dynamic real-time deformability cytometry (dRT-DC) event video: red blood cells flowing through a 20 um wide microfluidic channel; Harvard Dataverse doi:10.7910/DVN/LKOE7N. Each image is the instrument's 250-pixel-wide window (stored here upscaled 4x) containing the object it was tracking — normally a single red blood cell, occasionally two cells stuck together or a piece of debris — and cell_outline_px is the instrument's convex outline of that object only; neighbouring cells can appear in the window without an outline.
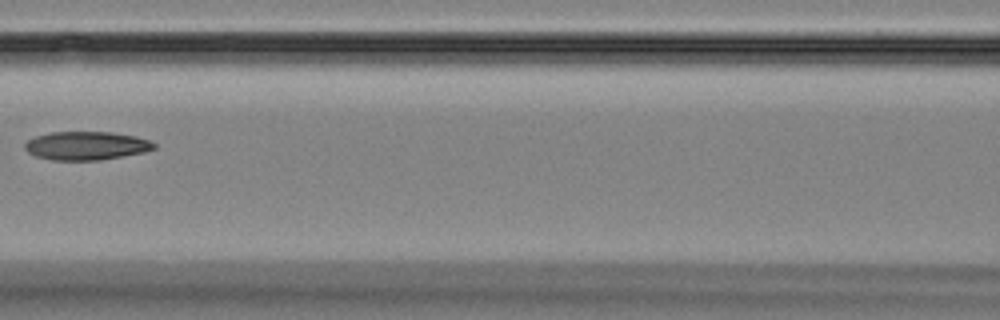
{"species": "Egyptian fruit bat (a non-hibernating species)", "species_latin": "Rousettus aegyptiacus", "temperature_condition": "room temperature", "stored_images_in_passage": 16, "camera_frame_rate_fps": 3000, "um_per_image_px": 0.085, "animal": {"sex": "female"}, "frame": {"image": 1, "passage_image": 8, "time_ms": 8.333, "image_size_px": [1000, 320], "cell_outline_px": [[156, 148], [144, 152], [100, 160], [52, 160], [36, 156], [28, 152], [24, 148], [24, 144], [28, 140], [36, 136], [52, 132], [112, 132], [136, 136], [148, 140], [156, 144]], "centroid_in_image_um": [7.34, 12.38], "position_along_channel_um": 159.3, "area_um2": 21.39}}
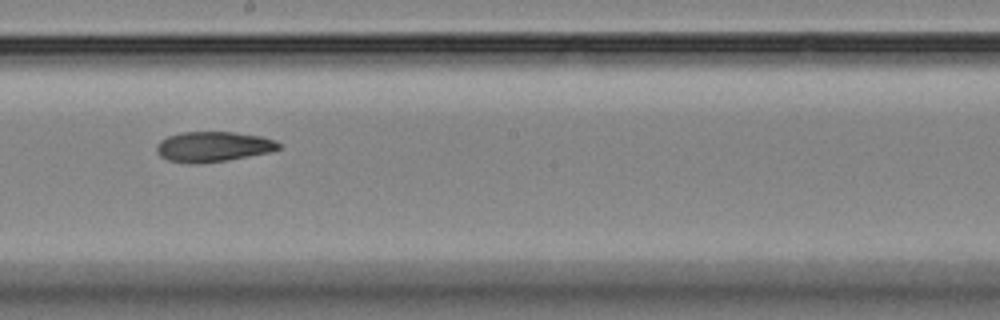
{"frame": {"image": 2, "passage_image": 10, "time_ms": 10.333, "image_size_px": [1000, 320], "cell_outline_px": [[280, 148], [268, 152], [228, 160], [196, 164], [168, 160], [160, 156], [156, 152], [156, 144], [160, 140], [168, 136], [180, 132], [236, 132], [260, 136], [276, 140], [280, 144]], "centroid_in_image_um": [18.08, 12.46], "position_along_channel_um": 230.1, "area_um2": 21.5}}
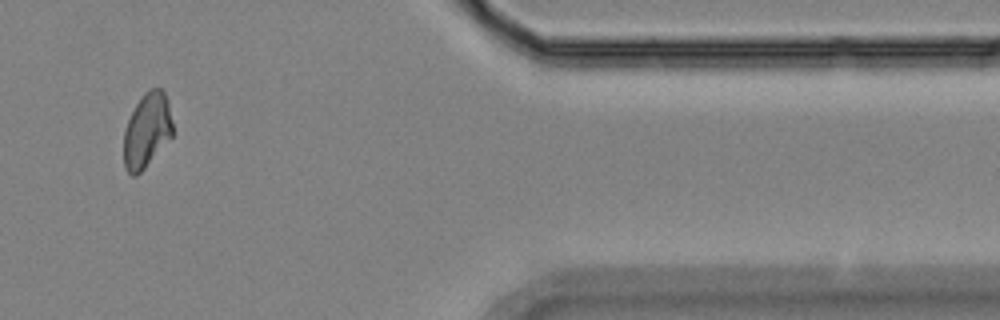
{"frame": {"image": 3, "passage_image": 14, "time_ms": 16.0, "image_size_px": [1000, 320], "cell_outline_px": [[172, 136], [144, 168], [136, 176], [132, 176], [124, 168], [124, 132], [128, 120], [136, 104], [144, 92], [152, 88], [160, 88], [164, 92], [168, 100], [172, 124]], "centroid_in_image_um": [12.48, 11.08], "position_along_channel_um": 398.9, "area_um2": 21.04}}